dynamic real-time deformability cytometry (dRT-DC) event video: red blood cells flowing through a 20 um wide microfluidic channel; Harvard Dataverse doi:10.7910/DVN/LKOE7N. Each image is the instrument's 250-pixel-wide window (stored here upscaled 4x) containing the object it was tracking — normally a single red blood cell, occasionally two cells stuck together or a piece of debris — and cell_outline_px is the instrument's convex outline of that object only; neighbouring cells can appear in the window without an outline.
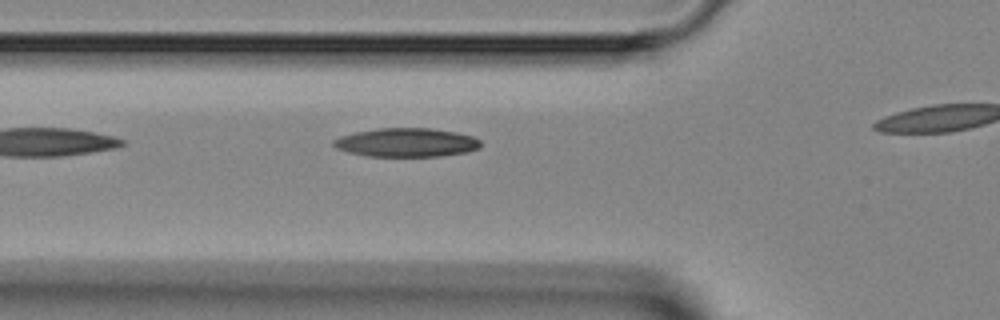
{"species": "Egyptian fruit bat (a non-hibernating species)", "species_latin": "Rousettus aegyptiacus", "temperature_condition": "room temperature", "stored_images_in_passage": 6, "segment_of_instrument_passage": [1, 2], "camera_frame_rate_fps": 3000, "um_per_image_px": 0.085, "animal": {"sex": "female"}, "frame": {"image": 1, "passage_image": 5, "time_ms": 6.333, "image_size_px": [1000, 320], "cell_outline_px": [[480, 148], [468, 152], [440, 156], [364, 156], [348, 152], [336, 148], [332, 144], [332, 140], [340, 136], [356, 132], [376, 128], [428, 128], [456, 132], [472, 136], [480, 140]], "centroid_in_image_um": [34.53, 12.11], "position_along_channel_um": 91.3, "area_um2": 24.74}}